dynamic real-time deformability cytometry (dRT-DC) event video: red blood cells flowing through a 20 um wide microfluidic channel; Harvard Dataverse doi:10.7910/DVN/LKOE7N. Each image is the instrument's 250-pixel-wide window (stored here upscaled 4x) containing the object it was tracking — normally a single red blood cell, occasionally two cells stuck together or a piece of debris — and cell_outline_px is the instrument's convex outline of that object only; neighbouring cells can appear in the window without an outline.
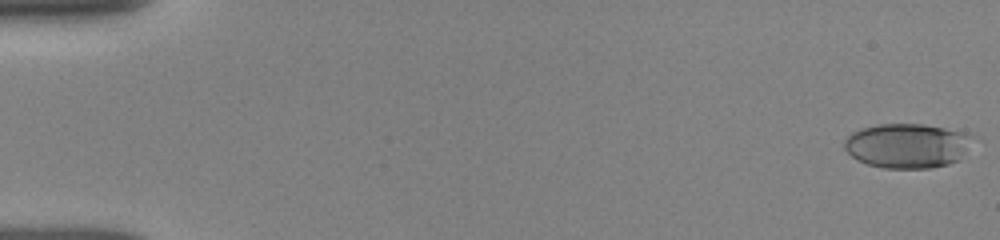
{"species": "human", "species_latin": "Homo sapiens", "temperature_condition": "room temperature", "stored_images_in_passage": 5, "camera_frame_rate_fps": 3000, "um_per_image_px": 0.085, "donor": {"sex": "female"}, "frame": {"image": 1, "passage_image": 1, "time_ms": 0.0, "image_size_px": [1000, 240], "cell_outline_px": [[972, 136], [960, 160], [948, 164], [932, 168], [884, 168], [868, 164], [856, 160], [844, 148], [844, 140], [852, 132], [860, 128], [880, 124], [924, 124], [964, 132]], "centroid_in_image_um": [77.07, 12.38], "position_along_channel_um": 7.9, "area_um2": 33.18}}